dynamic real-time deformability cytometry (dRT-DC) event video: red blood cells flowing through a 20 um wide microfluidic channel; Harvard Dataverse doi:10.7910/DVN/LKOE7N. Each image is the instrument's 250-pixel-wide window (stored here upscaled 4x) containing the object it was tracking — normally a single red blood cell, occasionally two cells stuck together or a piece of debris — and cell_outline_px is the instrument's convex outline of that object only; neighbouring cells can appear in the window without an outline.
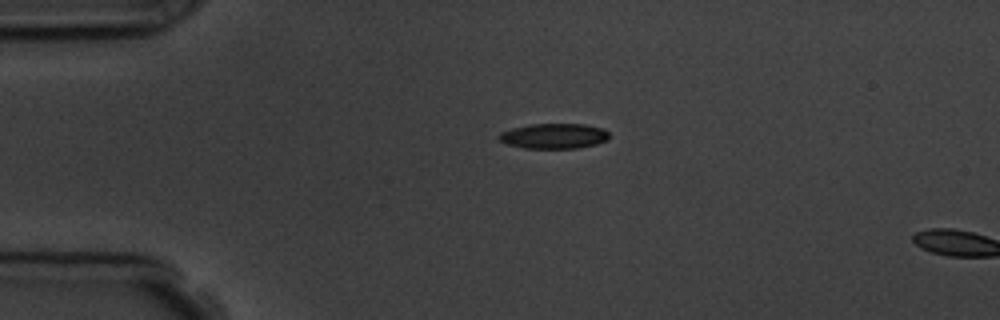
{"species": "common noctule bat (a hibernating species)", "species_latin": "Nyctalus noctula", "temperature_condition": "room temperature", "stored_images_in_passage": 3, "camera_frame_rate_fps": 3000, "um_per_image_px": 0.085, "animal": {"sex": "male", "body_mass_g": 19.5, "forearm_length_mm": 54.6}, "frame": {"image": 1, "passage_image": 2, "time_ms": 1.0, "image_size_px": [1000, 320], "cell_outline_px": [[608, 140], [596, 144], [580, 148], [524, 148], [508, 144], [500, 140], [496, 136], [500, 132], [512, 128], [528, 124], [584, 124], [604, 128], [608, 132]], "centroid_in_image_um": [47.08, 11.56], "position_along_channel_um": 37.9, "area_um2": 16.3}}